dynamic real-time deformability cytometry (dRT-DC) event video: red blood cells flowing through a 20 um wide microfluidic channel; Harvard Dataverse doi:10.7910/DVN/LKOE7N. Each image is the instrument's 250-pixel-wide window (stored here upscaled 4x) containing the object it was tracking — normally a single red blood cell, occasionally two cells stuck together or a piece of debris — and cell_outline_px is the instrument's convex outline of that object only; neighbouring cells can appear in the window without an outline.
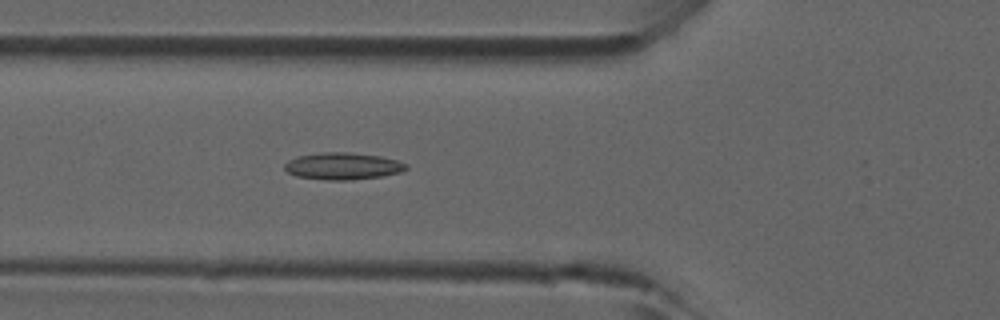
{"species": "common noctule bat (a hibernating species)", "species_latin": "Nyctalus noctula", "temperature_condition": "room temperature", "stored_images_in_passage": 32, "camera_frame_rate_fps": 3000, "um_per_image_px": 0.085, "animal": {"sex": "male", "forearm_length_mm": 52.5}, "frame": {"image": 1, "passage_image": 5, "time_ms": 1.333, "image_size_px": [1000, 320], "cell_outline_px": [[408, 168], [400, 172], [380, 176], [348, 180], [328, 180], [296, 176], [288, 172], [284, 168], [284, 164], [288, 160], [296, 156], [324, 152], [344, 152], [380, 156], [396, 160], [408, 164]], "centroid_in_image_um": [29.11, 14.11], "position_along_channel_um": 96.7, "area_um2": 18.96}}
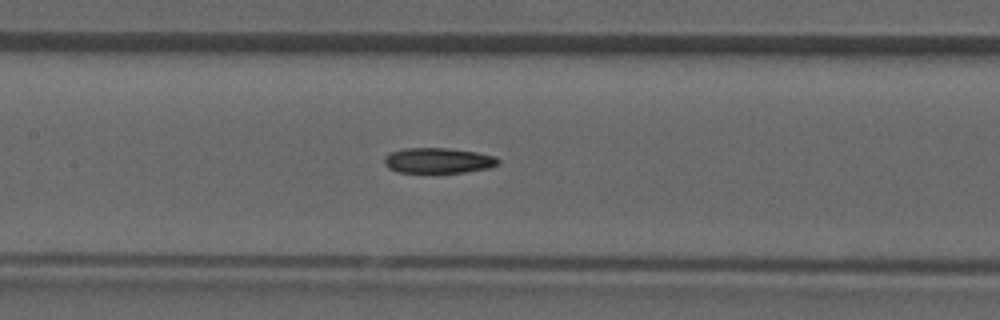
{"frame": {"image": 2, "passage_image": 10, "time_ms": 3.0, "image_size_px": [1000, 320], "cell_outline_px": [[500, 164], [488, 168], [464, 172], [396, 172], [388, 168], [384, 164], [384, 156], [392, 152], [404, 148], [448, 148], [476, 152], [496, 156], [500, 160]], "centroid_in_image_um": [37.25, 13.64], "position_along_channel_um": 170.1, "area_um2": 16.88}}